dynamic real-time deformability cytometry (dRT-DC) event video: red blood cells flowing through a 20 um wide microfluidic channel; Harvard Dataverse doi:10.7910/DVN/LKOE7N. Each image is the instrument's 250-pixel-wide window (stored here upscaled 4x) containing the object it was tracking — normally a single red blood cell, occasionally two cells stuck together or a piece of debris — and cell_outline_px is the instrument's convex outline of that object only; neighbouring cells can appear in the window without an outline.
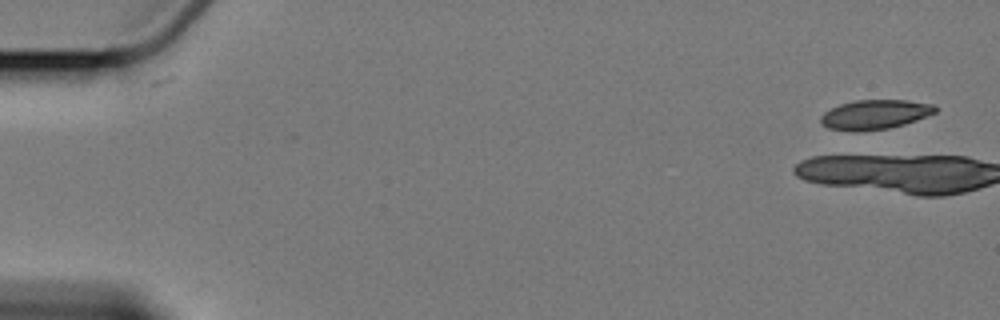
{"species": "Egyptian fruit bat (a non-hibernating species)", "species_latin": "Rousettus aegyptiacus", "temperature_condition": "cold", "stored_images_in_passage": 6, "camera_frame_rate_fps": 3000, "um_per_image_px": 0.085, "animal": {"sex": "female"}, "frame": {"image": 1, "passage_image": 1, "time_ms": 0.0, "image_size_px": [1000, 320], "cell_outline_px": [[936, 112], [916, 120], [904, 124], [888, 128], [856, 132], [852, 132], [828, 128], [820, 120], [820, 116], [824, 112], [840, 104], [856, 100], [908, 100], [932, 104], [936, 108]], "centroid_in_image_um": [74.35, 9.74], "position_along_channel_um": 10.7, "area_um2": 19.59}}